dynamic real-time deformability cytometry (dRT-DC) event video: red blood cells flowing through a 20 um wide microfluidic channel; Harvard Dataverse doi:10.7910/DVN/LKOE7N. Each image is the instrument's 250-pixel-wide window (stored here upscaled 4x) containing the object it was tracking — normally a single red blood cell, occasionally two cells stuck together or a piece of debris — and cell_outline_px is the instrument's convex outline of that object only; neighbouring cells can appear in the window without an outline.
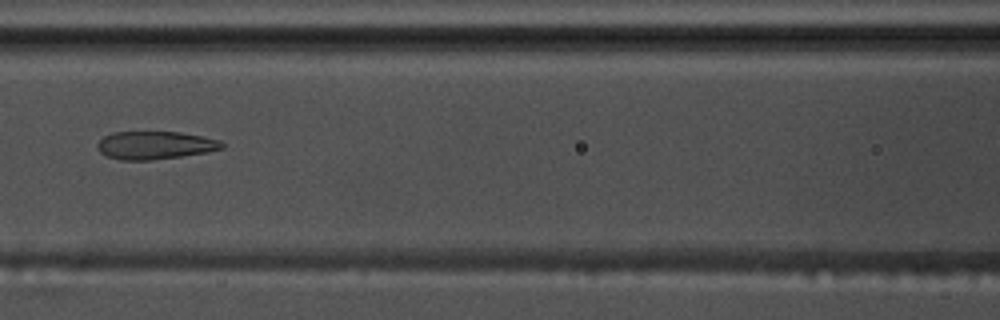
{"species": "common noctule bat (a hibernating species)", "species_latin": "Nyctalus noctula", "temperature_condition": "warm", "stored_images_in_passage": 55, "camera_frame_rate_fps": 3000, "um_per_image_px": 0.085, "animal": {"sex": "male", "body_mass_g": 17.5, "forearm_length_mm": 52.3}, "frame": {"image": 1, "passage_image": 25, "time_ms": 8.0, "image_size_px": [1000, 320], "cell_outline_px": [[224, 148], [208, 152], [180, 156], [148, 160], [120, 160], [108, 156], [100, 152], [96, 148], [96, 144], [104, 136], [112, 132], [180, 132], [220, 140], [224, 144]], "centroid_in_image_um": [13.16, 12.34], "position_along_channel_um": 153.4, "area_um2": 20.23}}
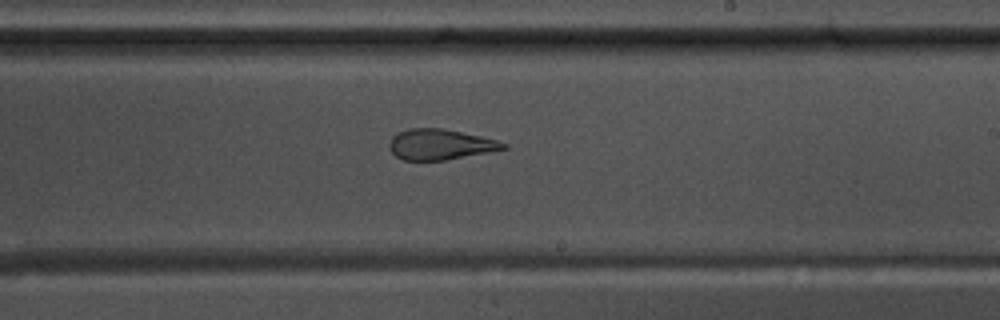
{"frame": {"image": 2, "passage_image": 33, "time_ms": 10.667, "image_size_px": [1000, 320], "cell_outline_px": [[508, 148], [488, 152], [444, 160], [404, 160], [396, 156], [388, 148], [388, 144], [392, 136], [396, 132], [408, 128], [440, 128], [480, 136], [496, 140], [508, 144]], "centroid_in_image_um": [37.37, 12.27], "position_along_channel_um": 251.6, "area_um2": 20.23}}
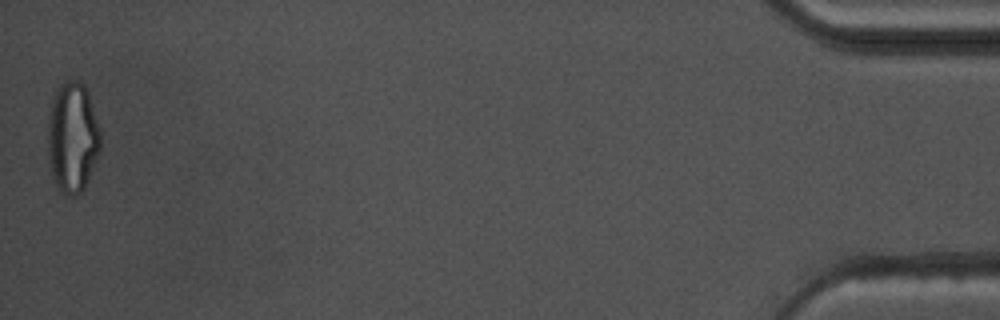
{"frame": {"image": 3, "passage_image": 55, "time_ms": 18.0, "image_size_px": [1000, 320], "cell_outline_px": [[100, 152], [84, 188], [76, 196], [68, 196], [60, 192], [56, 188], [52, 172], [48, 152], [48, 116], [52, 100], [60, 84], [68, 80], [76, 80], [84, 84], [88, 92], [100, 128]], "centroid_in_image_um": [6.17, 11.69], "position_along_channel_um": 429.0, "area_um2": 34.04}, "authors_computed_cell_mechanics": {"area_um2": 23.987, "velocity_mm_per_s": 3.7046, "shape_relaxation_time_tau1_ms": null, "shape_relaxation_time_tau2_ms": 1.7825, "deformation_change_tau1": null, "deformation_change_tau2": 0.1106}}